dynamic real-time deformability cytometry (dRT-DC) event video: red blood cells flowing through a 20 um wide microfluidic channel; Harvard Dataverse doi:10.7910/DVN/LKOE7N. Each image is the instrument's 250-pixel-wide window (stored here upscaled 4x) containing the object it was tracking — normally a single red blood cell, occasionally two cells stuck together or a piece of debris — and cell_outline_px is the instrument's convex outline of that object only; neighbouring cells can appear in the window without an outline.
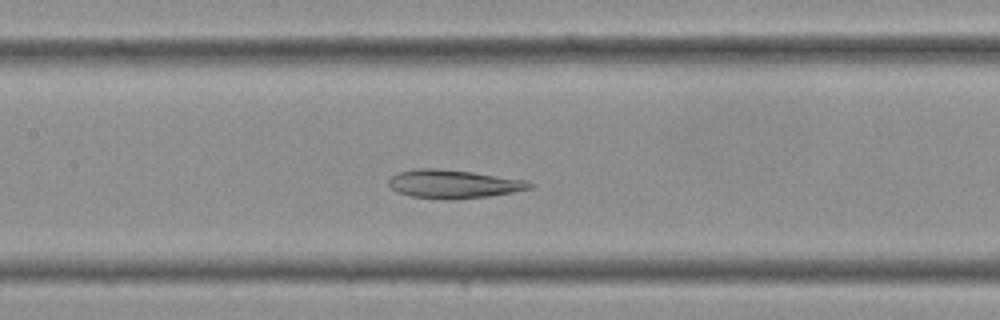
{"species": "Egyptian fruit bat (a non-hibernating species)", "species_latin": "Rousettus aegyptiacus", "temperature_condition": "cold", "stored_images_in_passage": 36, "segment_of_instrument_passage": [1, 2], "camera_frame_rate_fps": 3000, "um_per_image_px": 0.085, "frame": {"image": 1, "passage_image": 16, "time_ms": 5.0, "image_size_px": [1000, 320], "cell_outline_px": [[536, 184], [532, 188], [512, 192], [488, 196], [412, 196], [396, 192], [388, 184], [388, 180], [396, 172], [416, 168], [436, 168], [472, 172], [528, 180]], "centroid_in_image_um": [38.57, 15.58], "position_along_channel_um": 168.8, "area_um2": 22.43}}
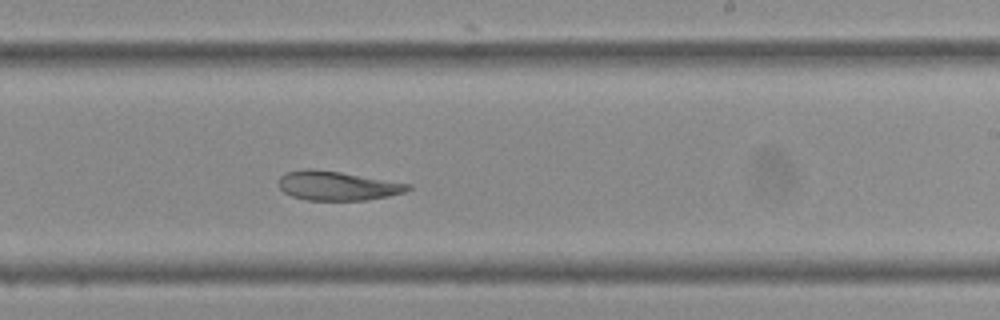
{"frame": {"image": 2, "passage_image": 21, "time_ms": 6.667, "image_size_px": [1000, 320], "cell_outline_px": [[412, 188], [404, 192], [388, 196], [364, 200], [308, 200], [292, 196], [284, 192], [280, 188], [280, 176], [284, 172], [304, 168], [312, 168], [340, 172], [412, 184]], "centroid_in_image_um": [28.66, 15.78], "position_along_channel_um": 260.3, "area_um2": 21.96}}
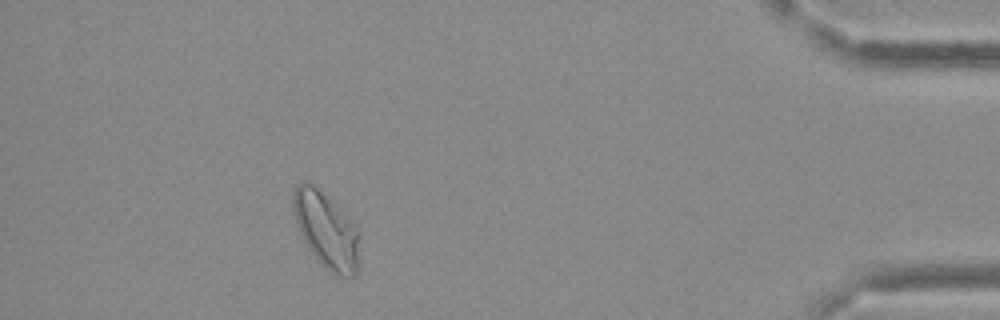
{"frame": {"image": 3, "passage_image": 32, "time_ms": 10.333, "image_size_px": [1000, 320], "cell_outline_px": [[356, 276], [340, 276], [328, 272], [320, 264], [304, 240], [296, 224], [292, 208], [292, 192], [296, 184], [300, 180], [304, 180], [312, 184], [348, 216], [356, 228]], "centroid_in_image_um": [27.64, 19.52], "position_along_channel_um": 407.6, "area_um2": 28.67}}